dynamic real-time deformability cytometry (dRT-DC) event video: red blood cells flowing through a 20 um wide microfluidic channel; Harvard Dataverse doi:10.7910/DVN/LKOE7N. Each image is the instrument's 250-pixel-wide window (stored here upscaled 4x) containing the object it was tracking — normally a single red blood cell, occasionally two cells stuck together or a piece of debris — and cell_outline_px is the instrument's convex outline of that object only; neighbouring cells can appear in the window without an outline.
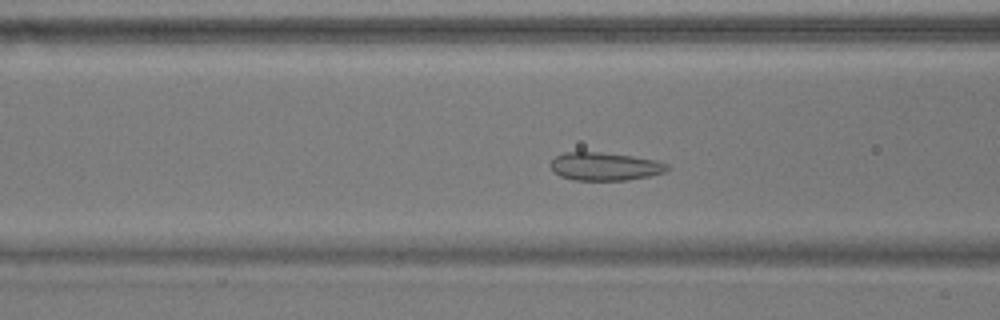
{"species": "common noctule bat (a hibernating species)", "species_latin": "Nyctalus noctula", "temperature_condition": "warm", "stored_images_in_passage": 43, "camera_frame_rate_fps": 3000, "um_per_image_px": 0.085, "animal": {"sex": "male", "body_mass_g": 17.9}, "frame": {"image": 1, "passage_image": 8, "time_ms": 2.333, "image_size_px": [1000, 320], "cell_outline_px": [[668, 168], [664, 172], [648, 176], [628, 180], [572, 180], [560, 176], [552, 172], [548, 164], [556, 156], [564, 152], [600, 152], [632, 156], [656, 160], [668, 164]], "centroid_in_image_um": [51.35, 14.15], "position_along_channel_um": 115.3, "area_um2": 19.19}}
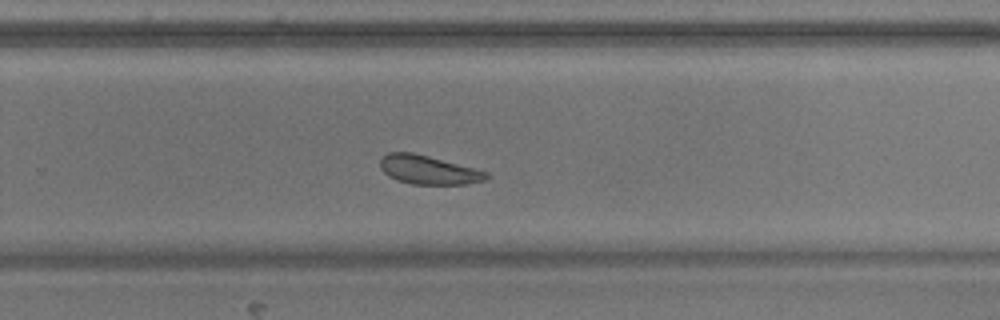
{"frame": {"image": 2, "passage_image": 23, "time_ms": 7.333, "image_size_px": [1000, 320], "cell_outline_px": [[488, 176], [484, 180], [464, 184], [412, 184], [396, 180], [388, 176], [380, 168], [380, 160], [388, 152], [412, 152], [428, 156], [488, 172]], "centroid_in_image_um": [36.36, 14.44], "position_along_channel_um": 293.4, "area_um2": 17.57}}
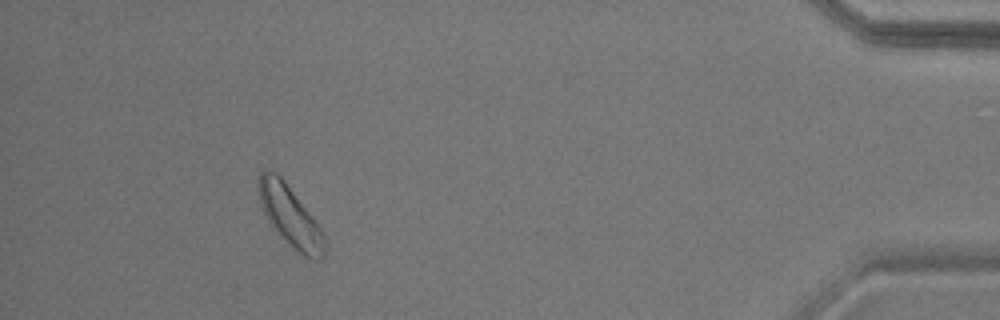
{"frame": {"image": 3, "passage_image": 38, "time_ms": 12.333, "image_size_px": [1000, 320], "cell_outline_px": [[324, 256], [320, 260], [312, 260], [296, 252], [272, 228], [260, 204], [260, 172], [264, 168], [272, 168], [284, 180], [312, 216], [320, 228], [324, 236]], "centroid_in_image_um": [24.65, 18.39], "position_along_channel_um": 410.5, "area_um2": 23.12}, "authors_computed_cell_mechanics": {"area_um2": 19.2474, "velocity_mm_per_s": 3.5709, "shape_relaxation_time_tau1_ms": 6.8151, "shape_relaxation_time_tau2_ms": null, "deformation_change_tau1": 0.0538, "deformation_change_tau2": null}}